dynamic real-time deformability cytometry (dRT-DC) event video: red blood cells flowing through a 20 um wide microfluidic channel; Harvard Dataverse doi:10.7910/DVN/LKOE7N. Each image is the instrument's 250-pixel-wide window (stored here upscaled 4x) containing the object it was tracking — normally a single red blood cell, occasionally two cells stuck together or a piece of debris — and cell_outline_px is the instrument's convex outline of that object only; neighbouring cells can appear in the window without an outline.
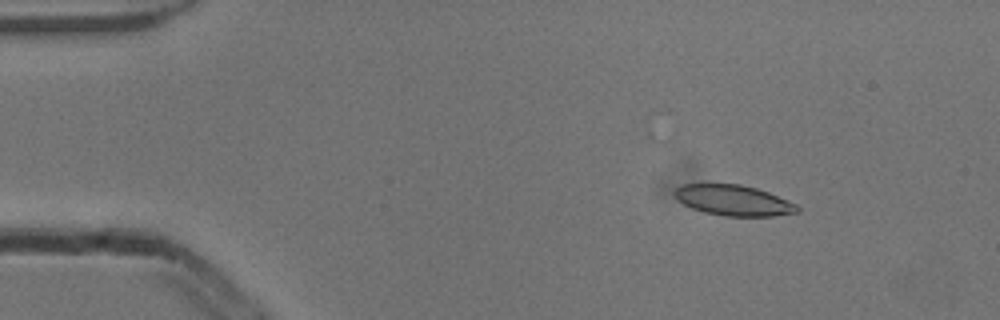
{"species": "common noctule bat (a hibernating species)", "species_latin": "Nyctalus noctula", "temperature_condition": "cold", "stored_images_in_passage": 44, "camera_frame_rate_fps": 3000, "um_per_image_px": 0.085, "animal": {"sex": "male", "body_mass_g": 13.3}, "frame": {"image": 1, "passage_image": 8, "time_ms": 2.333, "image_size_px": [1000, 320], "cell_outline_px": [[800, 212], [772, 216], [724, 216], [704, 212], [692, 208], [684, 204], [672, 192], [680, 184], [740, 184], [756, 188], [768, 192], [796, 204], [800, 208]], "centroid_in_image_um": [62.35, 17.03], "position_along_channel_um": 22.6, "area_um2": 21.79}}
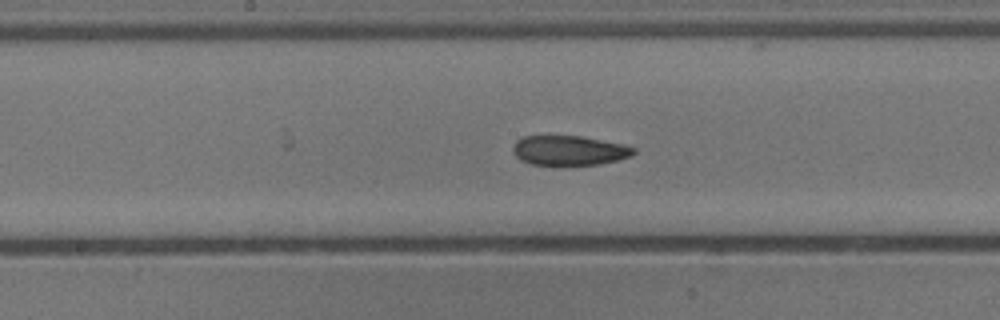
{"frame": {"image": 2, "passage_image": 28, "time_ms": 9.0, "image_size_px": [1000, 320], "cell_outline_px": [[636, 152], [632, 156], [600, 164], [560, 168], [532, 164], [520, 160], [512, 152], [512, 148], [516, 140], [520, 136], [580, 136], [620, 144], [636, 148]], "centroid_in_image_um": [48.32, 12.84], "position_along_channel_um": 199.9, "area_um2": 21.62}}
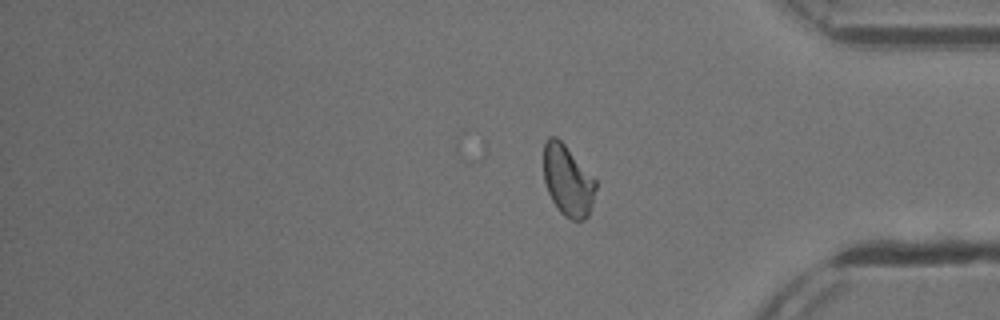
{"frame": {"image": 3, "passage_image": 44, "time_ms": 14.333, "image_size_px": [1000, 320], "cell_outline_px": [[596, 188], [592, 204], [588, 216], [584, 220], [572, 220], [564, 216], [560, 212], [552, 200], [548, 192], [544, 180], [544, 144], [548, 136], [556, 136], [564, 144], [596, 180]], "centroid_in_image_um": [48.25, 15.36], "position_along_channel_um": 386.9, "area_um2": 21.39}, "authors_computed_cell_mechanics": {"area_um2": 21.964, "velocity_mm_per_s": 3.8384, "shape_relaxation_time_tau1_ms": null, "shape_relaxation_time_tau2_ms": 3.4063, "deformation_change_tau1": null, "deformation_change_tau2": 0.082}}